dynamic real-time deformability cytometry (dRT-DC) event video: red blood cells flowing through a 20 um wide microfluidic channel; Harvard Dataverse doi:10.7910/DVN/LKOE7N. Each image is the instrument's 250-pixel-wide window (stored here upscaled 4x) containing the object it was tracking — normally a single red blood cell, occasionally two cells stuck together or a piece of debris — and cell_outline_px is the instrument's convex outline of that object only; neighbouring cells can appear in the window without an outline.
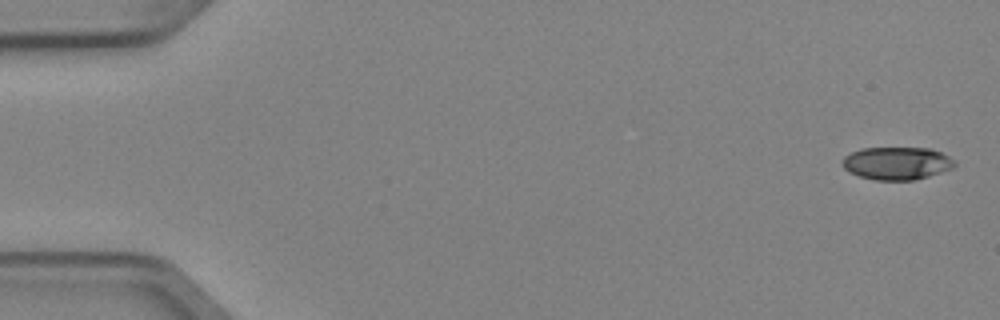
{"species": "Egyptian fruit bat (a non-hibernating species)", "species_latin": "Rousettus aegyptiacus", "temperature_condition": "cold", "stored_images_in_passage": 5, "segment_of_instrument_passage": [1, 2], "camera_frame_rate_fps": 3000, "um_per_image_px": 0.085, "animal": {"sex": "female"}, "frame": {"image": 1, "passage_image": 1, "time_ms": 0.0, "image_size_px": [1000, 320], "cell_outline_px": [[956, 164], [952, 168], [916, 180], [872, 180], [848, 172], [844, 168], [844, 156], [860, 148], [932, 148], [948, 156]], "centroid_in_image_um": [76.22, 13.88], "position_along_channel_um": 8.8, "area_um2": 21.33}}
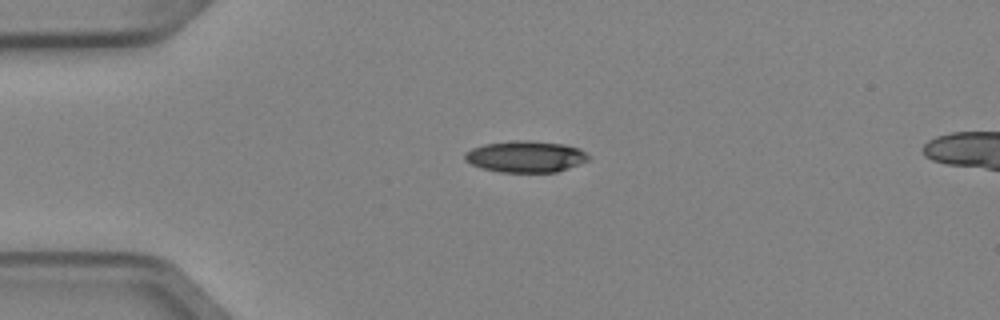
{"frame": {"image": 2, "passage_image": 4, "time_ms": 1.0, "image_size_px": [1000, 320], "cell_outline_px": [[588, 160], [568, 168], [556, 172], [500, 172], [480, 168], [464, 160], [464, 152], [472, 148], [484, 144], [512, 140], [528, 140], [564, 144], [580, 148], [588, 156]], "centroid_in_image_um": [44.63, 13.3], "position_along_channel_um": 40.4, "area_um2": 22.72}}